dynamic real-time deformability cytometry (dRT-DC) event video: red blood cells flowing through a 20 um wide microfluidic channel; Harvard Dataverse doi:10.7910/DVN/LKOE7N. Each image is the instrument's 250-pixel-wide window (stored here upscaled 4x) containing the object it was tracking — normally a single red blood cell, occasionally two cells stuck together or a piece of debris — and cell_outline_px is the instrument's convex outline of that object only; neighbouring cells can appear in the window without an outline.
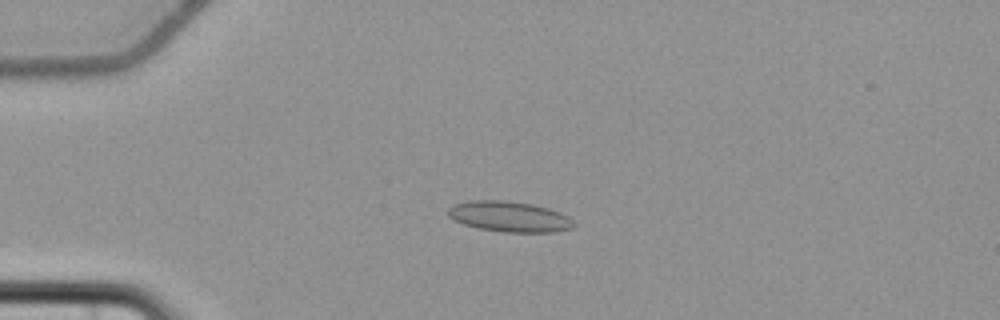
{"species": "common noctule bat (a hibernating species)", "species_latin": "Nyctalus noctula", "temperature_condition": "cold", "stored_images_in_passage": 6, "camera_frame_rate_fps": 3000, "um_per_image_px": 0.085, "animal": {"sex": "female", "body_mass_g": 22.7, "forearm_length_mm": 54.2}, "frame": {"image": 1, "passage_image": 4, "time_ms": 4.333, "image_size_px": [1000, 320], "cell_outline_px": [[576, 224], [572, 228], [556, 232], [504, 232], [480, 228], [464, 224], [452, 220], [448, 216], [448, 208], [452, 204], [468, 200], [508, 200], [532, 204], [548, 208], [560, 212], [568, 216]], "centroid_in_image_um": [43.28, 18.4], "position_along_channel_um": 41.7, "area_um2": 22.6}}
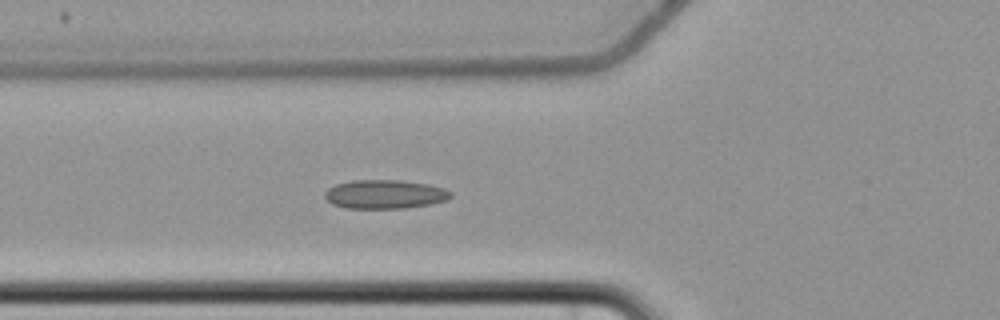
{"frame": {"image": 2, "passage_image": 6, "time_ms": 6.667, "image_size_px": [1000, 320], "cell_outline_px": [[452, 196], [448, 200], [428, 204], [404, 208], [344, 208], [332, 204], [324, 196], [324, 192], [328, 188], [336, 184], [352, 180], [400, 180], [428, 184], [444, 188], [452, 192]], "centroid_in_image_um": [32.7, 16.51], "position_along_channel_um": 93.1, "area_um2": 21.21}}